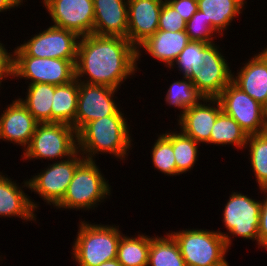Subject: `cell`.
Wrapping results in <instances>:
<instances>
[{
  "instance_id": "9c48e42d",
  "label": "cell",
  "mask_w": 267,
  "mask_h": 266,
  "mask_svg": "<svg viewBox=\"0 0 267 266\" xmlns=\"http://www.w3.org/2000/svg\"><path fill=\"white\" fill-rule=\"evenodd\" d=\"M84 160V156L77 150L65 160L48 164L40 173L28 178L29 190L39 194V198L46 204L55 207L65 196L77 167Z\"/></svg>"
},
{
  "instance_id": "9a60e30c",
  "label": "cell",
  "mask_w": 267,
  "mask_h": 266,
  "mask_svg": "<svg viewBox=\"0 0 267 266\" xmlns=\"http://www.w3.org/2000/svg\"><path fill=\"white\" fill-rule=\"evenodd\" d=\"M222 112L217 98H203L198 104L186 108L177 118L179 129L199 144H210V134L217 116Z\"/></svg>"
},
{
  "instance_id": "8992f818",
  "label": "cell",
  "mask_w": 267,
  "mask_h": 266,
  "mask_svg": "<svg viewBox=\"0 0 267 266\" xmlns=\"http://www.w3.org/2000/svg\"><path fill=\"white\" fill-rule=\"evenodd\" d=\"M77 151V132L65 123H38L30 144L21 155L24 160L67 159ZM65 158V159H64ZM35 159V160H34Z\"/></svg>"
},
{
  "instance_id": "e0dca14e",
  "label": "cell",
  "mask_w": 267,
  "mask_h": 266,
  "mask_svg": "<svg viewBox=\"0 0 267 266\" xmlns=\"http://www.w3.org/2000/svg\"><path fill=\"white\" fill-rule=\"evenodd\" d=\"M6 106L0 116V140L22 146L25 150L38 122L18 98Z\"/></svg>"
},
{
  "instance_id": "ffe728a7",
  "label": "cell",
  "mask_w": 267,
  "mask_h": 266,
  "mask_svg": "<svg viewBox=\"0 0 267 266\" xmlns=\"http://www.w3.org/2000/svg\"><path fill=\"white\" fill-rule=\"evenodd\" d=\"M250 58L232 73V82L262 105L267 97V46Z\"/></svg>"
},
{
  "instance_id": "d6986e66",
  "label": "cell",
  "mask_w": 267,
  "mask_h": 266,
  "mask_svg": "<svg viewBox=\"0 0 267 266\" xmlns=\"http://www.w3.org/2000/svg\"><path fill=\"white\" fill-rule=\"evenodd\" d=\"M93 34L127 38L128 0H93Z\"/></svg>"
},
{
  "instance_id": "4dcf8cb0",
  "label": "cell",
  "mask_w": 267,
  "mask_h": 266,
  "mask_svg": "<svg viewBox=\"0 0 267 266\" xmlns=\"http://www.w3.org/2000/svg\"><path fill=\"white\" fill-rule=\"evenodd\" d=\"M204 42L190 41L186 47L181 51L177 60L172 64L169 70L180 71L183 77H188L190 74H198L200 72V67L203 64L204 56Z\"/></svg>"
},
{
  "instance_id": "f1b7e54d",
  "label": "cell",
  "mask_w": 267,
  "mask_h": 266,
  "mask_svg": "<svg viewBox=\"0 0 267 266\" xmlns=\"http://www.w3.org/2000/svg\"><path fill=\"white\" fill-rule=\"evenodd\" d=\"M246 148L258 189H267V131L248 135Z\"/></svg>"
},
{
  "instance_id": "44dd1931",
  "label": "cell",
  "mask_w": 267,
  "mask_h": 266,
  "mask_svg": "<svg viewBox=\"0 0 267 266\" xmlns=\"http://www.w3.org/2000/svg\"><path fill=\"white\" fill-rule=\"evenodd\" d=\"M189 42L190 39L186 30L177 32L157 30L154 35L148 37L138 46L137 61H141L143 48V51L145 50L155 60L161 61L170 68Z\"/></svg>"
},
{
  "instance_id": "83f0119b",
  "label": "cell",
  "mask_w": 267,
  "mask_h": 266,
  "mask_svg": "<svg viewBox=\"0 0 267 266\" xmlns=\"http://www.w3.org/2000/svg\"><path fill=\"white\" fill-rule=\"evenodd\" d=\"M248 135L236 120L223 111L217 116L210 134V144L235 146V149H245Z\"/></svg>"
},
{
  "instance_id": "5bb4252c",
  "label": "cell",
  "mask_w": 267,
  "mask_h": 266,
  "mask_svg": "<svg viewBox=\"0 0 267 266\" xmlns=\"http://www.w3.org/2000/svg\"><path fill=\"white\" fill-rule=\"evenodd\" d=\"M53 26L64 28L83 37L93 33V0H42Z\"/></svg>"
},
{
  "instance_id": "3957f363",
  "label": "cell",
  "mask_w": 267,
  "mask_h": 266,
  "mask_svg": "<svg viewBox=\"0 0 267 266\" xmlns=\"http://www.w3.org/2000/svg\"><path fill=\"white\" fill-rule=\"evenodd\" d=\"M78 223V234L72 246V258L79 266H99L107 260L116 259L118 245L123 233L119 225Z\"/></svg>"
},
{
  "instance_id": "484cf974",
  "label": "cell",
  "mask_w": 267,
  "mask_h": 266,
  "mask_svg": "<svg viewBox=\"0 0 267 266\" xmlns=\"http://www.w3.org/2000/svg\"><path fill=\"white\" fill-rule=\"evenodd\" d=\"M134 236H121L116 259L122 266H147L151 237L145 233Z\"/></svg>"
},
{
  "instance_id": "d4e9b609",
  "label": "cell",
  "mask_w": 267,
  "mask_h": 266,
  "mask_svg": "<svg viewBox=\"0 0 267 266\" xmlns=\"http://www.w3.org/2000/svg\"><path fill=\"white\" fill-rule=\"evenodd\" d=\"M162 133L171 143L175 155L176 171L179 175L191 171L196 165L200 152L199 143L193 138L179 131H165Z\"/></svg>"
},
{
  "instance_id": "ab89813d",
  "label": "cell",
  "mask_w": 267,
  "mask_h": 266,
  "mask_svg": "<svg viewBox=\"0 0 267 266\" xmlns=\"http://www.w3.org/2000/svg\"><path fill=\"white\" fill-rule=\"evenodd\" d=\"M262 110H263L264 117L267 121V97H266L264 103L262 104Z\"/></svg>"
},
{
  "instance_id": "5b68a950",
  "label": "cell",
  "mask_w": 267,
  "mask_h": 266,
  "mask_svg": "<svg viewBox=\"0 0 267 266\" xmlns=\"http://www.w3.org/2000/svg\"><path fill=\"white\" fill-rule=\"evenodd\" d=\"M169 233L177 241L186 266H229L228 248L216 230L180 229Z\"/></svg>"
},
{
  "instance_id": "603a6c76",
  "label": "cell",
  "mask_w": 267,
  "mask_h": 266,
  "mask_svg": "<svg viewBox=\"0 0 267 266\" xmlns=\"http://www.w3.org/2000/svg\"><path fill=\"white\" fill-rule=\"evenodd\" d=\"M55 86L47 83L28 84L24 98H18L38 123H51Z\"/></svg>"
},
{
  "instance_id": "f35d334b",
  "label": "cell",
  "mask_w": 267,
  "mask_h": 266,
  "mask_svg": "<svg viewBox=\"0 0 267 266\" xmlns=\"http://www.w3.org/2000/svg\"><path fill=\"white\" fill-rule=\"evenodd\" d=\"M99 266H122V265L117 259H111L101 263Z\"/></svg>"
},
{
  "instance_id": "8fae6325",
  "label": "cell",
  "mask_w": 267,
  "mask_h": 266,
  "mask_svg": "<svg viewBox=\"0 0 267 266\" xmlns=\"http://www.w3.org/2000/svg\"><path fill=\"white\" fill-rule=\"evenodd\" d=\"M32 36L19 45L28 56L64 60L77 59L80 37L76 33L51 25Z\"/></svg>"
},
{
  "instance_id": "836d02e7",
  "label": "cell",
  "mask_w": 267,
  "mask_h": 266,
  "mask_svg": "<svg viewBox=\"0 0 267 266\" xmlns=\"http://www.w3.org/2000/svg\"><path fill=\"white\" fill-rule=\"evenodd\" d=\"M158 30L172 32L186 30V21L166 0L161 8Z\"/></svg>"
},
{
  "instance_id": "60d3db41",
  "label": "cell",
  "mask_w": 267,
  "mask_h": 266,
  "mask_svg": "<svg viewBox=\"0 0 267 266\" xmlns=\"http://www.w3.org/2000/svg\"><path fill=\"white\" fill-rule=\"evenodd\" d=\"M235 2H237L243 9L245 4H247V1L246 0H234Z\"/></svg>"
},
{
  "instance_id": "277c9868",
  "label": "cell",
  "mask_w": 267,
  "mask_h": 266,
  "mask_svg": "<svg viewBox=\"0 0 267 266\" xmlns=\"http://www.w3.org/2000/svg\"><path fill=\"white\" fill-rule=\"evenodd\" d=\"M94 160H84L76 169L56 210H93L111 195V186ZM62 208V209H61Z\"/></svg>"
},
{
  "instance_id": "52a82bcc",
  "label": "cell",
  "mask_w": 267,
  "mask_h": 266,
  "mask_svg": "<svg viewBox=\"0 0 267 266\" xmlns=\"http://www.w3.org/2000/svg\"><path fill=\"white\" fill-rule=\"evenodd\" d=\"M12 78L29 80V84L64 85L75 79L76 60L36 58L28 56L19 46L13 49Z\"/></svg>"
},
{
  "instance_id": "7c38bea8",
  "label": "cell",
  "mask_w": 267,
  "mask_h": 266,
  "mask_svg": "<svg viewBox=\"0 0 267 266\" xmlns=\"http://www.w3.org/2000/svg\"><path fill=\"white\" fill-rule=\"evenodd\" d=\"M220 49L217 43H206L200 72L187 77L204 98H217L232 81L231 67Z\"/></svg>"
},
{
  "instance_id": "6da1fadb",
  "label": "cell",
  "mask_w": 267,
  "mask_h": 266,
  "mask_svg": "<svg viewBox=\"0 0 267 266\" xmlns=\"http://www.w3.org/2000/svg\"><path fill=\"white\" fill-rule=\"evenodd\" d=\"M137 63V48L127 38L92 33L79 39L75 78L119 90L140 69Z\"/></svg>"
},
{
  "instance_id": "7402d4cb",
  "label": "cell",
  "mask_w": 267,
  "mask_h": 266,
  "mask_svg": "<svg viewBox=\"0 0 267 266\" xmlns=\"http://www.w3.org/2000/svg\"><path fill=\"white\" fill-rule=\"evenodd\" d=\"M78 93L79 81L76 78L67 84L55 86L51 106V123H65L74 128Z\"/></svg>"
},
{
  "instance_id": "1f68e13d",
  "label": "cell",
  "mask_w": 267,
  "mask_h": 266,
  "mask_svg": "<svg viewBox=\"0 0 267 266\" xmlns=\"http://www.w3.org/2000/svg\"><path fill=\"white\" fill-rule=\"evenodd\" d=\"M157 137L151 149L154 168L165 175L178 176L172 143L162 133Z\"/></svg>"
},
{
  "instance_id": "30bf717a",
  "label": "cell",
  "mask_w": 267,
  "mask_h": 266,
  "mask_svg": "<svg viewBox=\"0 0 267 266\" xmlns=\"http://www.w3.org/2000/svg\"><path fill=\"white\" fill-rule=\"evenodd\" d=\"M222 111L231 116L247 135L267 131L262 105L237 87L232 81L217 97Z\"/></svg>"
},
{
  "instance_id": "2e32d148",
  "label": "cell",
  "mask_w": 267,
  "mask_h": 266,
  "mask_svg": "<svg viewBox=\"0 0 267 266\" xmlns=\"http://www.w3.org/2000/svg\"><path fill=\"white\" fill-rule=\"evenodd\" d=\"M165 0H128L127 39L136 48L158 30Z\"/></svg>"
},
{
  "instance_id": "74e56055",
  "label": "cell",
  "mask_w": 267,
  "mask_h": 266,
  "mask_svg": "<svg viewBox=\"0 0 267 266\" xmlns=\"http://www.w3.org/2000/svg\"><path fill=\"white\" fill-rule=\"evenodd\" d=\"M22 3L19 0H0V12L10 11L11 8L20 7Z\"/></svg>"
},
{
  "instance_id": "f546056e",
  "label": "cell",
  "mask_w": 267,
  "mask_h": 266,
  "mask_svg": "<svg viewBox=\"0 0 267 266\" xmlns=\"http://www.w3.org/2000/svg\"><path fill=\"white\" fill-rule=\"evenodd\" d=\"M204 97L194 87L192 81L187 77H182L181 80H175L167 89L165 102L169 107L178 108L180 114L184 113L186 108L198 104Z\"/></svg>"
},
{
  "instance_id": "d6a6232c",
  "label": "cell",
  "mask_w": 267,
  "mask_h": 266,
  "mask_svg": "<svg viewBox=\"0 0 267 266\" xmlns=\"http://www.w3.org/2000/svg\"><path fill=\"white\" fill-rule=\"evenodd\" d=\"M186 33L188 34L190 41L204 43H216L215 37H217V35L218 38L219 36H222L211 25V23L206 20V18L203 16V12L199 10L193 14L189 21L186 22Z\"/></svg>"
},
{
  "instance_id": "4fadbf2b",
  "label": "cell",
  "mask_w": 267,
  "mask_h": 266,
  "mask_svg": "<svg viewBox=\"0 0 267 266\" xmlns=\"http://www.w3.org/2000/svg\"><path fill=\"white\" fill-rule=\"evenodd\" d=\"M117 91L104 85L79 82L75 131L78 133L88 122L115 115L120 110L114 98Z\"/></svg>"
},
{
  "instance_id": "e575fe53",
  "label": "cell",
  "mask_w": 267,
  "mask_h": 266,
  "mask_svg": "<svg viewBox=\"0 0 267 266\" xmlns=\"http://www.w3.org/2000/svg\"><path fill=\"white\" fill-rule=\"evenodd\" d=\"M265 199L261 200L260 207V222L258 227V248H265L267 250V189H260Z\"/></svg>"
},
{
  "instance_id": "d590c367",
  "label": "cell",
  "mask_w": 267,
  "mask_h": 266,
  "mask_svg": "<svg viewBox=\"0 0 267 266\" xmlns=\"http://www.w3.org/2000/svg\"><path fill=\"white\" fill-rule=\"evenodd\" d=\"M187 22L198 11L197 0H166Z\"/></svg>"
},
{
  "instance_id": "4316f807",
  "label": "cell",
  "mask_w": 267,
  "mask_h": 266,
  "mask_svg": "<svg viewBox=\"0 0 267 266\" xmlns=\"http://www.w3.org/2000/svg\"><path fill=\"white\" fill-rule=\"evenodd\" d=\"M147 266H186L179 245L170 233L151 237Z\"/></svg>"
},
{
  "instance_id": "ac0fdd59",
  "label": "cell",
  "mask_w": 267,
  "mask_h": 266,
  "mask_svg": "<svg viewBox=\"0 0 267 266\" xmlns=\"http://www.w3.org/2000/svg\"><path fill=\"white\" fill-rule=\"evenodd\" d=\"M12 180L7 174L3 175V172H0V217H18L25 222H35L37 219L35 212L40 204L30 199L31 196L24 192L23 187L29 189L28 179L21 183L23 186Z\"/></svg>"
},
{
  "instance_id": "ba28073f",
  "label": "cell",
  "mask_w": 267,
  "mask_h": 266,
  "mask_svg": "<svg viewBox=\"0 0 267 266\" xmlns=\"http://www.w3.org/2000/svg\"><path fill=\"white\" fill-rule=\"evenodd\" d=\"M260 207L261 200H255L237 191L231 192L223 209V220H221L228 232H221L218 229L229 250L233 244L232 238L236 236L256 241L258 245Z\"/></svg>"
},
{
  "instance_id": "7a4b0ae2",
  "label": "cell",
  "mask_w": 267,
  "mask_h": 266,
  "mask_svg": "<svg viewBox=\"0 0 267 266\" xmlns=\"http://www.w3.org/2000/svg\"><path fill=\"white\" fill-rule=\"evenodd\" d=\"M120 109L115 115H109L88 122L77 133V150L86 160H94L98 154H110L116 160H127L133 146L130 124Z\"/></svg>"
},
{
  "instance_id": "8d00e7d4",
  "label": "cell",
  "mask_w": 267,
  "mask_h": 266,
  "mask_svg": "<svg viewBox=\"0 0 267 266\" xmlns=\"http://www.w3.org/2000/svg\"><path fill=\"white\" fill-rule=\"evenodd\" d=\"M5 46L0 41V87L4 79L12 77L13 52H8Z\"/></svg>"
},
{
  "instance_id": "cb8c5ba5",
  "label": "cell",
  "mask_w": 267,
  "mask_h": 266,
  "mask_svg": "<svg viewBox=\"0 0 267 266\" xmlns=\"http://www.w3.org/2000/svg\"><path fill=\"white\" fill-rule=\"evenodd\" d=\"M197 3L198 10L222 36L234 18L243 12L234 0H197Z\"/></svg>"
}]
</instances>
